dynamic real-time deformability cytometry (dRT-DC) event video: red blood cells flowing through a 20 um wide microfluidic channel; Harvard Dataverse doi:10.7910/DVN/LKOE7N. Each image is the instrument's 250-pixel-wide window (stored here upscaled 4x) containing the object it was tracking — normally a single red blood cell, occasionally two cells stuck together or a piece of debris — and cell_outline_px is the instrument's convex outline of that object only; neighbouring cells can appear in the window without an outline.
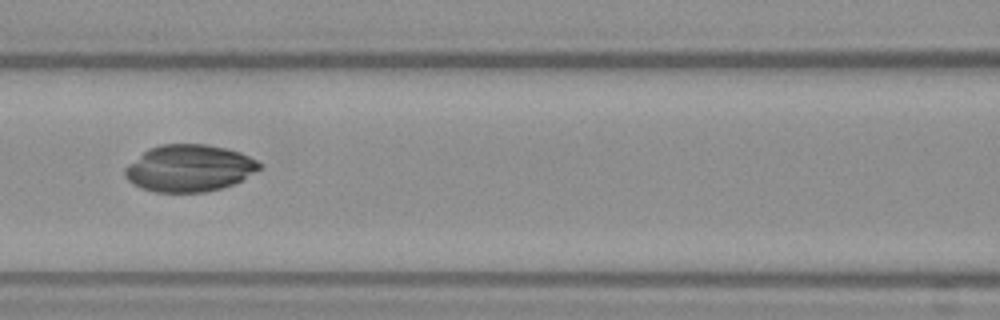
{"species": "Egyptian fruit bat (a non-hibernating species)", "species_latin": "Rousettus aegyptiacus", "temperature_condition": "warm", "stored_images_in_passage": 53, "camera_frame_rate_fps": 3000, "um_per_image_px": 0.085, "frame": {"image": 1, "passage_image": 24, "time_ms": 7.667, "image_size_px": [1000, 320], "cell_outline_px": [[260, 168], [240, 180], [232, 184], [220, 188], [204, 192], [156, 192], [140, 188], [132, 184], [124, 176], [124, 168], [128, 164], [148, 148], [160, 144], [208, 144], [228, 148], [240, 152], [256, 160], [260, 164]], "centroid_in_image_um": [16.03, 14.28], "position_along_channel_um": 150.6, "area_um2": 36.7}}
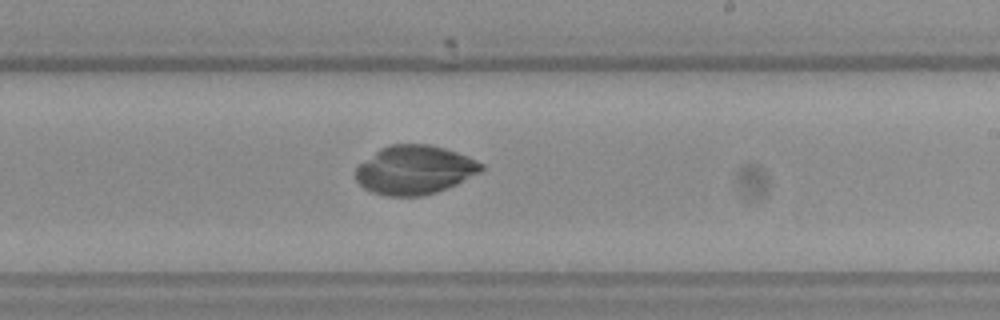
{"frame": {"image": 2, "passage_image": 32, "time_ms": 10.333, "image_size_px": [1000, 320], "cell_outline_px": [[484, 168], [480, 172], [448, 188], [424, 196], [384, 196], [372, 192], [364, 188], [356, 180], [356, 168], [360, 164], [380, 148], [388, 144], [428, 144], [444, 148], [468, 156], [484, 164]], "centroid_in_image_um": [35.24, 14.45], "position_along_channel_um": 253.8, "area_um2": 35.78}}